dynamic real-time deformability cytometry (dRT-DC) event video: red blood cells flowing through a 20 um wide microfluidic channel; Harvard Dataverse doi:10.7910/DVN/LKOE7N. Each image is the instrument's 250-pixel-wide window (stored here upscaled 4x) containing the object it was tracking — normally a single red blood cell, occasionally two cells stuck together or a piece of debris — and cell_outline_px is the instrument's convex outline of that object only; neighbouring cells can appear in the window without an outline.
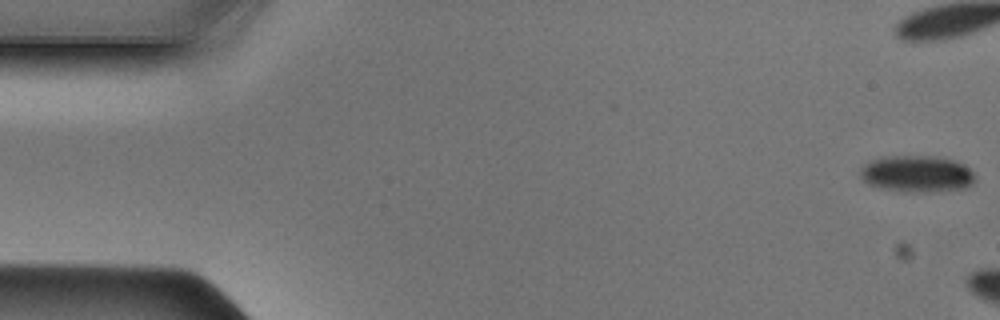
{"species": "Egyptian fruit bat (a non-hibernating species)", "species_latin": "Rousettus aegyptiacus", "temperature_condition": "cold", "stored_images_in_passage": 6, "camera_frame_rate_fps": 3000, "um_per_image_px": 0.085, "animal": {"sex": "male"}, "frame": {"image": 1, "passage_image": 1, "time_ms": 0.0, "image_size_px": [1000, 320], "cell_outline_px": [[976, 180], [968, 188], [932, 192], [920, 192], [880, 188], [868, 184], [860, 176], [860, 168], [864, 164], [880, 156], [944, 156], [956, 160], [964, 164], [976, 176]], "centroid_in_image_um": [77.98, 14.76], "position_along_channel_um": 7.0, "area_um2": 24.91}}